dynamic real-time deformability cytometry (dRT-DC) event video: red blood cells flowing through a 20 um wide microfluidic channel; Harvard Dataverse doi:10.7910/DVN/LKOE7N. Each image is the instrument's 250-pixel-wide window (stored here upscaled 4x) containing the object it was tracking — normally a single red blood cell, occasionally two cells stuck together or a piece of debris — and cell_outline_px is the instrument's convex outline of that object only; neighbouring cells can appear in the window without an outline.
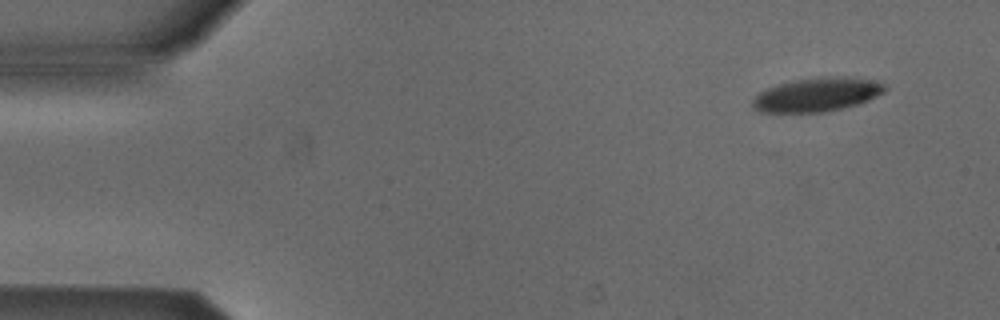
{"species": "Egyptian fruit bat (a non-hibernating species)", "species_latin": "Rousettus aegyptiacus", "temperature_condition": "cold", "stored_images_in_passage": 4, "camera_frame_rate_fps": 3000, "um_per_image_px": 0.085, "animal": {"sex": "male"}, "frame": {"image": 1, "passage_image": 1, "time_ms": 0.0, "image_size_px": [1000, 320], "cell_outline_px": [[888, 88], [884, 92], [868, 100], [856, 104], [824, 112], [760, 112], [752, 108], [752, 100], [760, 92], [768, 88], [780, 84], [796, 80], [828, 76], [844, 76], [868, 80], [884, 84]], "centroid_in_image_um": [69.43, 8.05], "position_along_channel_um": 15.6, "area_um2": 25.66}}
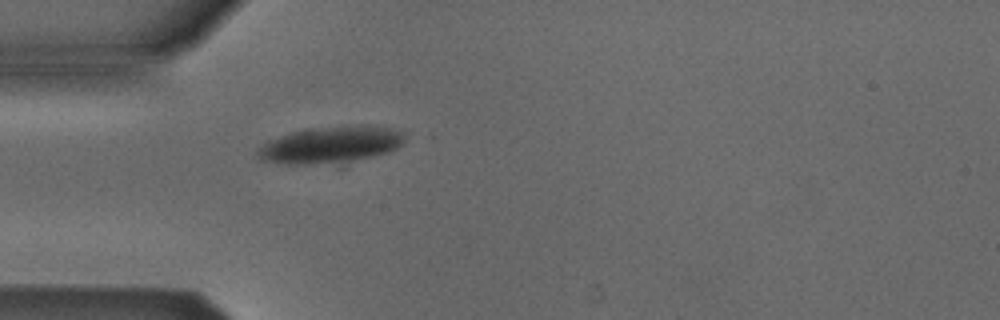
{"frame": {"image": 2, "passage_image": 4, "time_ms": 1.0, "image_size_px": [1000, 320], "cell_outline_px": [[404, 144], [388, 152], [344, 168], [336, 168], [288, 164], [260, 160], [256, 156], [256, 148], [264, 140], [308, 128], [360, 124], [368, 124], [392, 128], [404, 132]], "centroid_in_image_um": [28.12, 12.38], "position_along_channel_um": 56.9, "area_um2": 34.04}}